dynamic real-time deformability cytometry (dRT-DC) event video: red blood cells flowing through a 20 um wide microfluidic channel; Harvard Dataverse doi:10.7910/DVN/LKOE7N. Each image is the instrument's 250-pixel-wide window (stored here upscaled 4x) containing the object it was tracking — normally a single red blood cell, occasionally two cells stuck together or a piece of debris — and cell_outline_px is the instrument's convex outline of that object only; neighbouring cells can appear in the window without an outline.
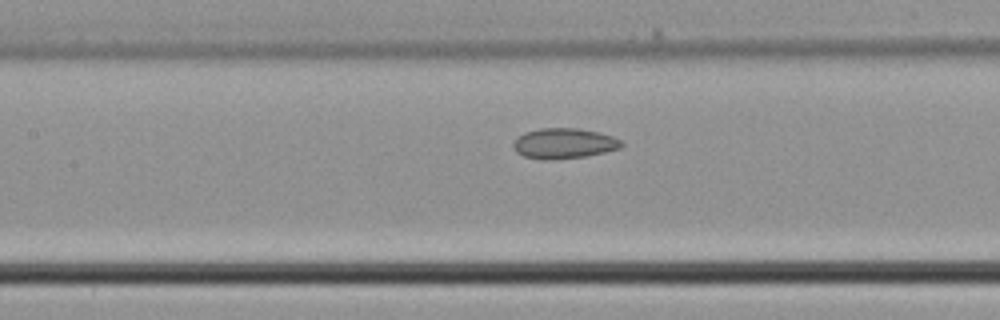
{"species": "common noctule bat (a hibernating species)", "species_latin": "Nyctalus noctula", "temperature_condition": "cold", "stored_images_in_passage": 7, "segment_of_instrument_passage": [2, 2], "camera_frame_rate_fps": 3000, "um_per_image_px": 0.085, "animal": {"sex": "male", "body_mass_g": 21.5, "forearm_length_mm": 52.0}, "frame": {"image": 1, "passage_image": 7, "time_ms": 2.0, "image_size_px": [1000, 320], "cell_outline_px": [[624, 144], [620, 148], [604, 152], [584, 156], [548, 160], [544, 160], [524, 156], [516, 152], [512, 148], [512, 144], [524, 132], [540, 128], [576, 128], [600, 132], [612, 136], [620, 140]], "centroid_in_image_um": [47.92, 12.18], "position_along_channel_um": 159.5, "area_um2": 19.07}}